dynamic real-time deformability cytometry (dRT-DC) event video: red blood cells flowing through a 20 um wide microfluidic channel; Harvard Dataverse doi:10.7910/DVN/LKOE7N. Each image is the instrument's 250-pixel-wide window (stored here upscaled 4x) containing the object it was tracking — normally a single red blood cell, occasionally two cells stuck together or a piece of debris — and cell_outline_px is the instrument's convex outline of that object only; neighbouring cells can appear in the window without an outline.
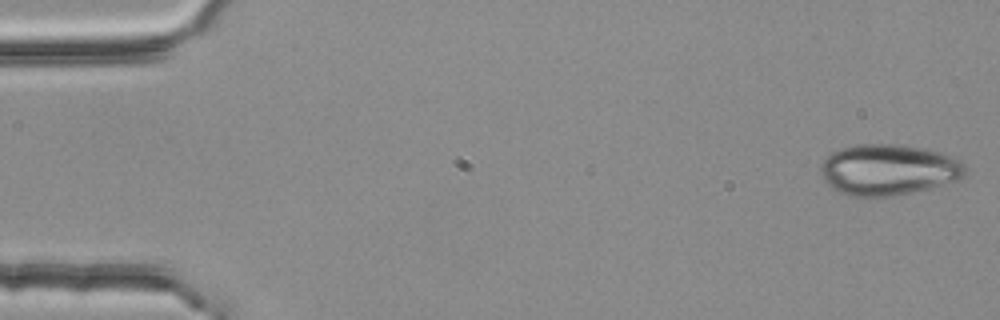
{"species": "common noctule bat (a hibernating species)", "species_latin": "Nyctalus noctula", "temperature_condition": "room temperature", "stored_images_in_passage": 5, "camera_frame_rate_fps": 3000, "um_per_image_px": 0.085, "animal": {"sex": "female", "body_mass_g": 25.1}, "frame": {"image": 1, "passage_image": 1, "time_ms": 0.0, "image_size_px": [1000, 320], "cell_outline_px": [[964, 176], [956, 180], [928, 188], [912, 192], [884, 196], [852, 196], [840, 192], [832, 188], [824, 180], [820, 172], [820, 164], [832, 152], [840, 148], [856, 144], [904, 144], [928, 148], [940, 152], [960, 160], [964, 164]], "centroid_in_image_um": [75.49, 14.4], "position_along_channel_um": 9.5, "area_um2": 42.83}}